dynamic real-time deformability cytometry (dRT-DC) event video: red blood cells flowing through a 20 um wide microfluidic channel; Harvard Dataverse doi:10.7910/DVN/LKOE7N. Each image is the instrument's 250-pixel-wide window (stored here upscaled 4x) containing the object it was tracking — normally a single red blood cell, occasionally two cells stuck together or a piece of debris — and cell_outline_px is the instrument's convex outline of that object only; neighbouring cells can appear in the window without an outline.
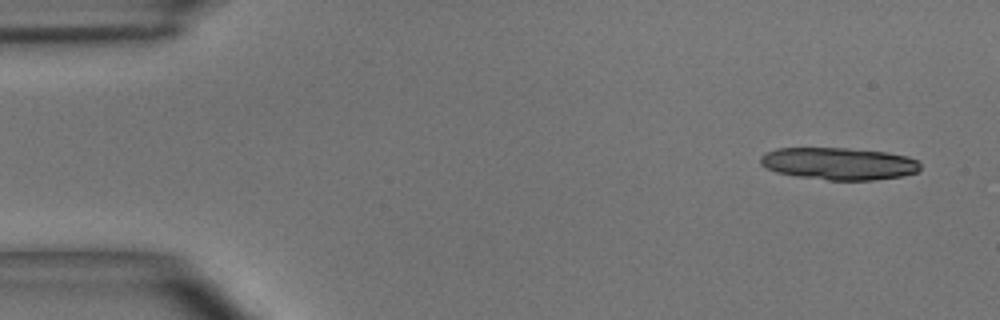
{"species": "common noctule bat (a hibernating species)", "species_latin": "Nyctalus noctula", "temperature_condition": "room temperature", "stored_images_in_passage": 3, "camera_frame_rate_fps": 3000, "um_per_image_px": 0.085, "animal": {"sex": "male", "body_mass_g": 15.6}, "frame": {"image": 1, "passage_image": 1, "time_ms": 0.0, "image_size_px": [1000, 320], "cell_outline_px": [[920, 168], [916, 172], [904, 176], [872, 180], [828, 180], [800, 176], [776, 172], [760, 164], [760, 156], [764, 152], [776, 148], [848, 148], [888, 152], [908, 156], [916, 160], [920, 164]], "centroid_in_image_um": [71.31, 13.9], "position_along_channel_um": 13.7, "area_um2": 30.11}}